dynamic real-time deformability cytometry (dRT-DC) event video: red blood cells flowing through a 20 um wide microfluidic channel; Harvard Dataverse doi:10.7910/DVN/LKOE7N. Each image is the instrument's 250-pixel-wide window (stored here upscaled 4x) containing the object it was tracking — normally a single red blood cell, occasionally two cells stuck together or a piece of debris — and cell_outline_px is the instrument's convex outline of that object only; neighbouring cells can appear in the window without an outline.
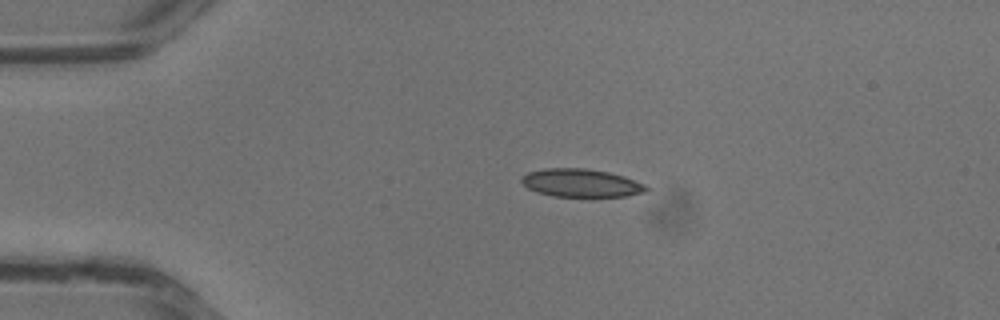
{"species": "common noctule bat (a hibernating species)", "species_latin": "Nyctalus noctula", "temperature_condition": "warm", "stored_images_in_passage": 30, "camera_frame_rate_fps": 3000, "um_per_image_px": 0.085, "animal": {"sex": "male", "body_mass_g": 13.3}, "frame": {"image": 1, "passage_image": 1, "time_ms": 0.0, "image_size_px": [1000, 320], "cell_outline_px": [[648, 188], [644, 192], [628, 196], [552, 196], [536, 192], [528, 188], [520, 180], [528, 172], [544, 168], [584, 168], [608, 172], [624, 176], [644, 184]], "centroid_in_image_um": [49.38, 15.55], "position_along_channel_um": 35.6, "area_um2": 20.23}}
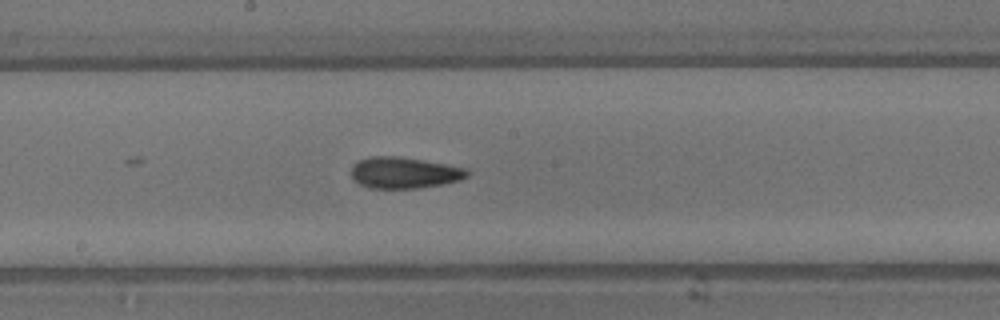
{"frame": {"image": 2, "passage_image": 13, "time_ms": 4.0, "image_size_px": [1000, 320], "cell_outline_px": [[468, 176], [460, 180], [444, 184], [416, 188], [368, 188], [352, 180], [352, 164], [368, 156], [396, 156], [424, 160], [468, 168]], "centroid_in_image_um": [34.35, 14.68], "position_along_channel_um": 213.9, "area_um2": 21.27}}
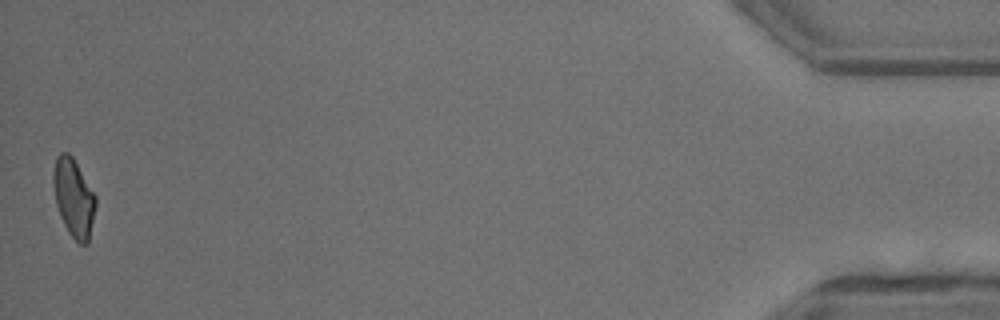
{"frame": {"image": 3, "passage_image": 30, "time_ms": 9.667, "image_size_px": [1000, 320], "cell_outline_px": [[96, 204], [88, 244], [80, 244], [68, 232], [60, 216], [56, 204], [52, 180], [52, 172], [56, 156], [60, 152], [68, 152], [72, 156], [96, 196]], "centroid_in_image_um": [6.24, 16.79], "position_along_channel_um": 429.0, "area_um2": 19.31}}